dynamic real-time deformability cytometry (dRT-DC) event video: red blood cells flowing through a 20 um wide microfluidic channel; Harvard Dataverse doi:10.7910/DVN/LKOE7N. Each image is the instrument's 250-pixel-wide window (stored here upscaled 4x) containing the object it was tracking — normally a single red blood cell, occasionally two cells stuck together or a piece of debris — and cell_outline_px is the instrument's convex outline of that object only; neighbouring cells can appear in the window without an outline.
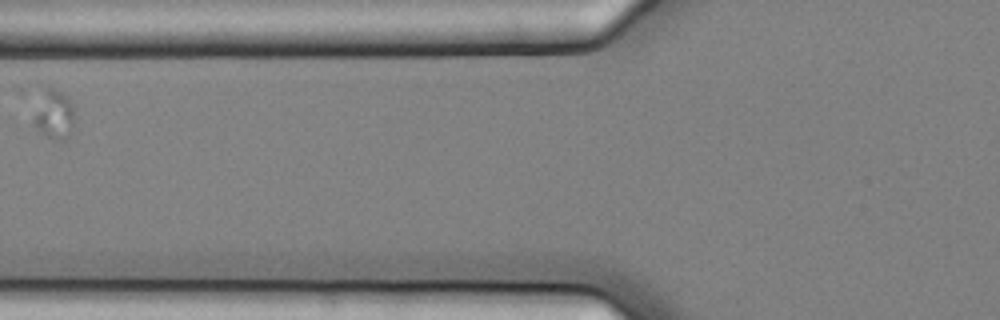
{"species": "common noctule bat (a hibernating species)", "species_latin": "Nyctalus noctula", "temperature_condition": "cold", "stored_images_in_passage": 5, "camera_frame_rate_fps": 3000, "um_per_image_px": 0.085, "animal": {"sex": "female", "body_mass_g": 25.1}, "frame": {"image": 1, "passage_image": 2, "time_ms": 0.333, "image_size_px": [1000, 320], "cell_outline_px": [[76, 128], [68, 136], [60, 140], [56, 140], [40, 132], [36, 128], [12, 88], [20, 84], [40, 80], [52, 84], [68, 96], [76, 112]], "centroid_in_image_um": [4.05, 9.22], "position_along_channel_um": 121.7, "area_um2": 17.51}}
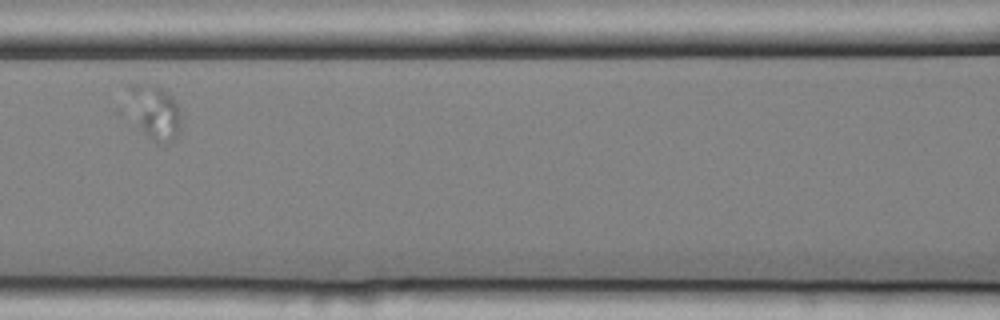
{"frame": {"image": 2, "passage_image": 3, "time_ms": 0.667, "image_size_px": [1000, 320], "cell_outline_px": [[180, 128], [176, 136], [168, 144], [156, 140], [148, 136], [144, 132], [140, 124], [128, 88], [128, 80], [132, 80], [156, 84], [176, 104], [180, 112]], "centroid_in_image_um": [13.18, 9.44], "position_along_channel_um": 153.4, "area_um2": 15.72}}
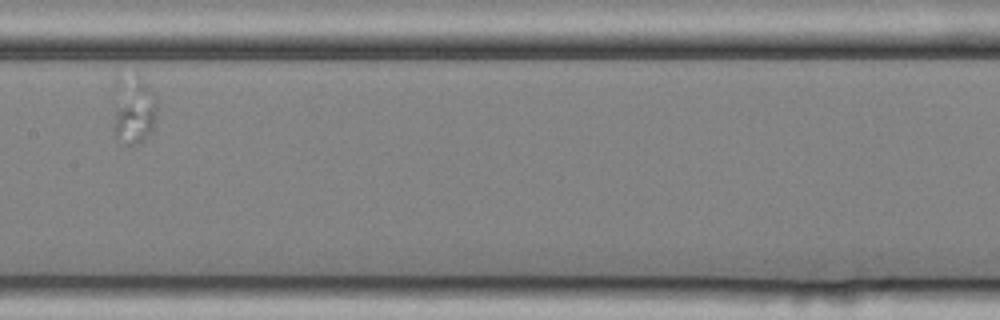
{"frame": {"image": 3, "passage_image": 4, "time_ms": 1.0, "image_size_px": [1000, 320], "cell_outline_px": [[156, 120], [148, 136], [136, 144], [128, 144], [112, 136], [112, 128], [116, 80], [136, 72], [148, 84], [156, 96]], "centroid_in_image_um": [11.33, 9.31], "position_along_channel_um": 196.1, "area_um2": 18.09}}